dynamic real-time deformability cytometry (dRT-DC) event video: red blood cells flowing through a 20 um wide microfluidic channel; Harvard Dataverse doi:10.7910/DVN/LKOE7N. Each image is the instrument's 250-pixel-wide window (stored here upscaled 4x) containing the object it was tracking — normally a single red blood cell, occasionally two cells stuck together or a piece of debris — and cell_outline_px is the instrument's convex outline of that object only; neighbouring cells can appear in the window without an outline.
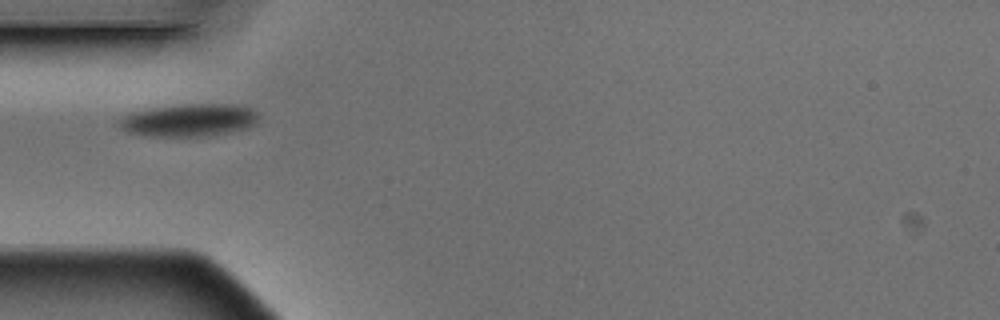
{"species": "Egyptian fruit bat (a non-hibernating species)", "species_latin": "Rousettus aegyptiacus", "temperature_condition": "warm", "stored_images_in_passage": 4, "camera_frame_rate_fps": 3000, "um_per_image_px": 0.085, "animal": {"sex": "male"}, "frame": {"image": 1, "passage_image": 1, "time_ms": 0.0, "image_size_px": [1000, 320], "cell_outline_px": [[260, 116], [256, 124], [248, 128], [208, 136], [144, 136], [128, 132], [120, 128], [116, 124], [116, 120], [128, 112], [152, 108], [184, 104], [240, 104], [252, 108]], "centroid_in_image_um": [16.05, 10.21], "position_along_channel_um": 69.0, "area_um2": 27.05}}
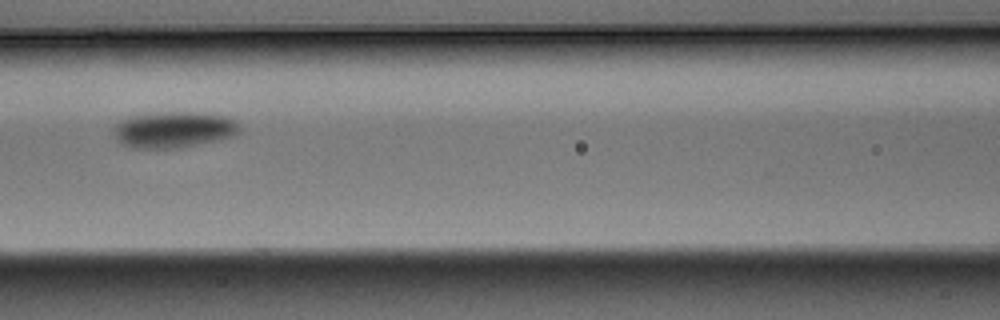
{"frame": {"image": 2, "passage_image": 3, "time_ms": 0.667, "image_size_px": [1000, 320], "cell_outline_px": [[240, 132], [236, 136], [220, 140], [180, 148], [132, 148], [120, 144], [116, 136], [116, 124], [120, 120], [132, 116], [164, 112], [188, 112], [224, 116], [232, 120], [240, 128]], "centroid_in_image_um": [14.78, 11.04], "position_along_channel_um": 151.8, "area_um2": 26.3}}
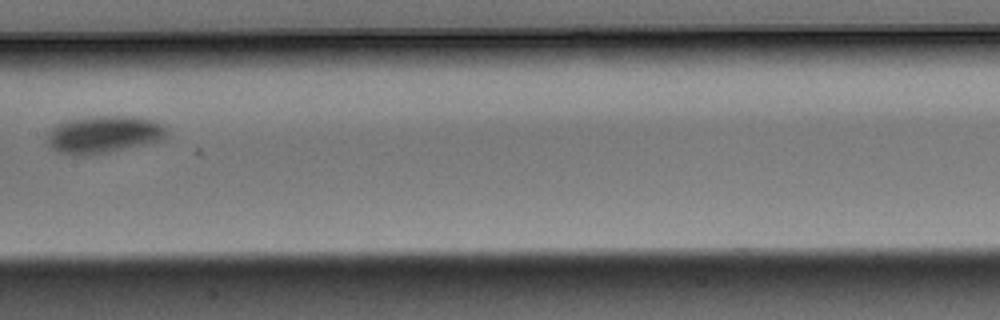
{"frame": {"image": 3, "passage_image": 4, "time_ms": 1.0, "image_size_px": [1000, 320], "cell_outline_px": [[168, 132], [164, 140], [108, 152], [84, 156], [72, 156], [60, 152], [52, 148], [48, 144], [48, 136], [52, 128], [56, 124], [64, 120], [92, 116], [140, 116], [156, 120], [164, 124], [168, 128]], "centroid_in_image_um": [8.87, 11.41], "position_along_channel_um": 198.5, "area_um2": 26.53}}